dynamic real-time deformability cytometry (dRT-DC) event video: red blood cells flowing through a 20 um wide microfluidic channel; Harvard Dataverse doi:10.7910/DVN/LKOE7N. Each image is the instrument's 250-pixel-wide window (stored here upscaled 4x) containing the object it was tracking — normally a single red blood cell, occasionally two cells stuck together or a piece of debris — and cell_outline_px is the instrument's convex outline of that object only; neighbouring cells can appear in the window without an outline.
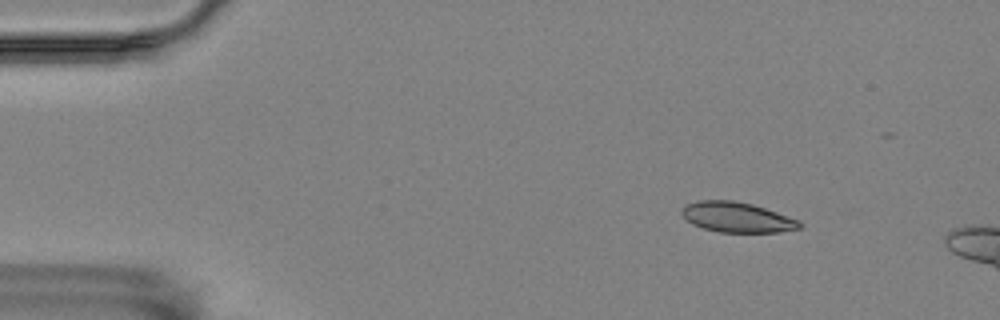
{"species": "Egyptian fruit bat (a non-hibernating species)", "species_latin": "Rousettus aegyptiacus", "temperature_condition": "room temperature", "stored_images_in_passage": 5, "camera_frame_rate_fps": 3000, "um_per_image_px": 0.085, "animal": {"sex": "female"}, "frame": {"image": 1, "passage_image": 3, "time_ms": 0.667, "image_size_px": [1000, 320], "cell_outline_px": [[804, 224], [800, 228], [776, 232], [720, 232], [704, 228], [692, 224], [680, 212], [688, 204], [700, 200], [732, 200], [752, 204], [800, 220]], "centroid_in_image_um": [62.68, 18.47], "position_along_channel_um": 22.3, "area_um2": 20.46}}